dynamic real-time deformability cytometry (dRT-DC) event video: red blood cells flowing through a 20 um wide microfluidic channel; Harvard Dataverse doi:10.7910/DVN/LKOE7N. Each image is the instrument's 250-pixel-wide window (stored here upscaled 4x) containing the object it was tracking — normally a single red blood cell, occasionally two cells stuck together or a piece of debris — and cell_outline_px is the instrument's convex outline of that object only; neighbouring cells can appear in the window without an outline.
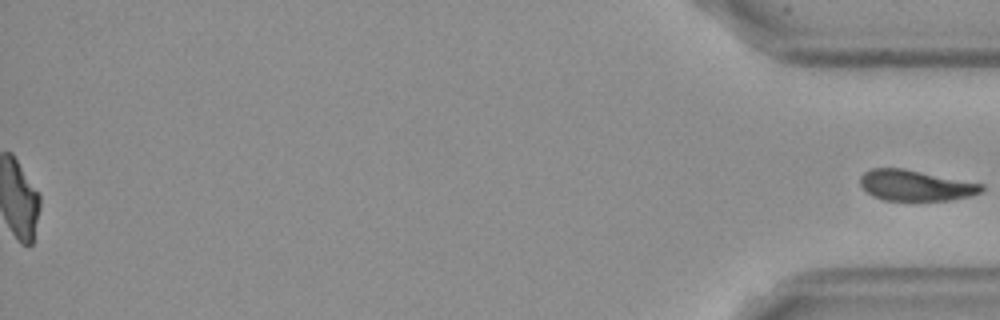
{"species": "Egyptian fruit bat (a non-hibernating species)", "species_latin": "Rousettus aegyptiacus", "temperature_condition": "cold", "stored_images_in_passage": 59, "segment_of_instrument_passage": [2, 2], "camera_frame_rate_fps": 3000, "um_per_image_px": 0.085, "frame": {"image": 1, "passage_image": 59, "time_ms": 19.333, "image_size_px": [1000, 320], "cell_outline_px": [[984, 192], [972, 196], [952, 200], [884, 200], [872, 196], [860, 184], [860, 176], [864, 172], [872, 168], [904, 168], [984, 184]], "centroid_in_image_um": [77.86, 15.76], "position_along_channel_um": 357.3, "area_um2": 21.91}}